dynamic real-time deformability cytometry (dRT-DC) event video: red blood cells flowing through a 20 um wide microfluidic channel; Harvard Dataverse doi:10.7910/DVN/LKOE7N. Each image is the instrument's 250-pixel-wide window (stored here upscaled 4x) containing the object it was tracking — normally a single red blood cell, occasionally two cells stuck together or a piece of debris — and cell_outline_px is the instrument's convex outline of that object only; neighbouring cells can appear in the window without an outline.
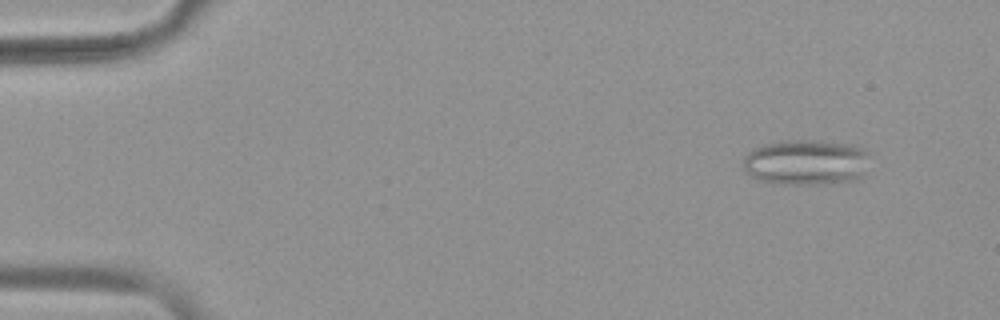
{"species": "common noctule bat (a hibernating species)", "species_latin": "Nyctalus noctula", "temperature_condition": "warm", "stored_images_in_passage": 53, "segment_of_instrument_passage": [1, 2], "camera_frame_rate_fps": 3000, "um_per_image_px": 0.085, "animal": {"sex": "female", "body_mass_g": 19.9}, "frame": {"image": 1, "passage_image": 5, "time_ms": 1.333, "image_size_px": [1000, 320], "cell_outline_px": [[872, 152], [860, 180], [820, 184], [780, 184], [756, 180], [748, 176], [740, 164], [744, 156], [748, 152], [760, 144], [780, 140], [812, 140], [852, 144], [864, 148]], "centroid_in_image_um": [68.49, 13.79], "position_along_channel_um": 16.5, "area_um2": 34.68}}